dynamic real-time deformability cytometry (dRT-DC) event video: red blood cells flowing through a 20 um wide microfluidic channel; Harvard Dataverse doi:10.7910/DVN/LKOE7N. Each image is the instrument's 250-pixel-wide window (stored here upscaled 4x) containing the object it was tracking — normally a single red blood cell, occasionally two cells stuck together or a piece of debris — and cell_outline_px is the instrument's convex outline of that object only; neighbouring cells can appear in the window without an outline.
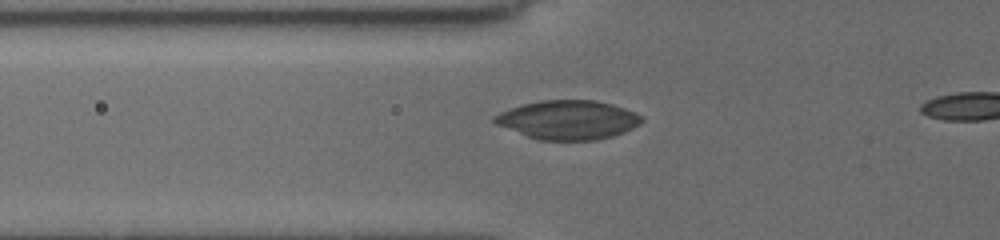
{"species": "common noctule bat (a hibernating species)", "species_latin": "Nyctalus noctula", "temperature_condition": "cold", "stored_images_in_passage": 44, "camera_frame_rate_fps": 3000, "um_per_image_px": 0.085, "animal": {"sex": "female", "body_mass_g": 19.5, "forearm_length_mm": 54.1}, "frame": {"image": 1, "passage_image": 2, "time_ms": 0.333, "image_size_px": [1000, 240], "cell_outline_px": [[644, 120], [640, 124], [624, 132], [612, 136], [596, 140], [540, 140], [528, 136], [496, 124], [492, 120], [492, 116], [500, 112], [524, 104], [540, 100], [596, 100], [612, 104], [636, 112], [644, 116]], "centroid_in_image_um": [48.33, 10.18], "position_along_channel_um": 77.5, "area_um2": 33.41}}
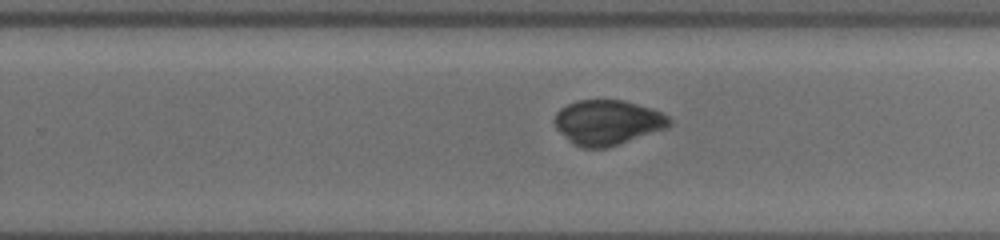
{"frame": {"image": 2, "passage_image": 28, "time_ms": 5.667, "image_size_px": [1000, 240], "cell_outline_px": [[672, 124], [664, 128], [608, 148], [584, 148], [572, 144], [556, 128], [552, 120], [556, 112], [560, 108], [576, 100], [624, 100], [652, 108], [668, 116], [672, 120]], "centroid_in_image_um": [51.6, 10.4], "position_along_channel_um": 278.2, "area_um2": 30.11}}
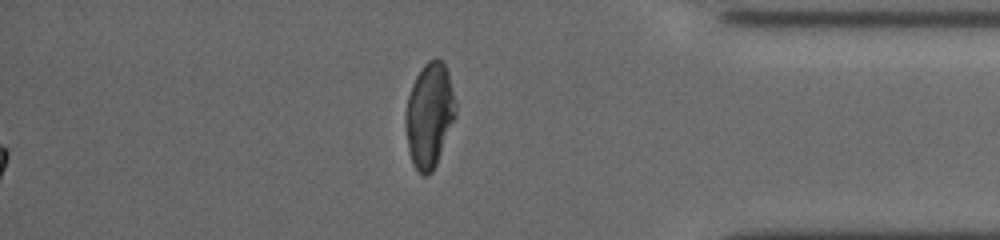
{"frame": {"image": 3, "passage_image": 44, "time_ms": 9.333, "image_size_px": [1000, 240], "cell_outline_px": [[456, 116], [436, 164], [432, 172], [428, 176], [424, 176], [412, 164], [408, 148], [404, 124], [404, 120], [408, 96], [412, 84], [416, 76], [424, 64], [428, 60], [436, 56], [444, 60], [448, 72], [456, 100]], "centroid_in_image_um": [36.5, 9.75], "position_along_channel_um": 398.7, "area_um2": 30.92}}